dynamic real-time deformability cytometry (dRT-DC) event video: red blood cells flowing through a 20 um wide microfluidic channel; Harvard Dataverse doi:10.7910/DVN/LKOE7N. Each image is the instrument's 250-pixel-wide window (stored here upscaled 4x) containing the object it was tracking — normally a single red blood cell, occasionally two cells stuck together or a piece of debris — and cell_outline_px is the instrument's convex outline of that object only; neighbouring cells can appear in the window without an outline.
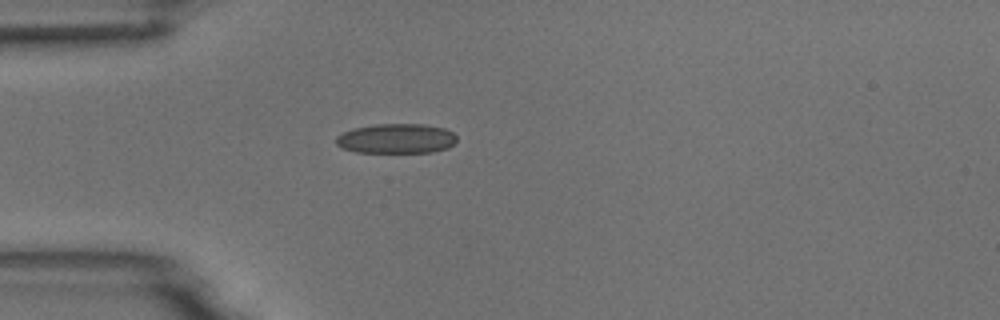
{"species": "common noctule bat (a hibernating species)", "species_latin": "Nyctalus noctula", "temperature_condition": "room temperature", "stored_images_in_passage": 7, "camera_frame_rate_fps": 3000, "um_per_image_px": 0.085, "animal": {"sex": "male", "body_mass_g": 18.8}, "frame": {"image": 1, "passage_image": 1, "time_ms": 0.0, "image_size_px": [1000, 320], "cell_outline_px": [[456, 140], [448, 148], [432, 152], [356, 152], [340, 148], [336, 144], [336, 136], [352, 128], [376, 124], [424, 124], [444, 128], [452, 132], [456, 136]], "centroid_in_image_um": [33.66, 11.78], "position_along_channel_um": 51.3, "area_um2": 20.98}}